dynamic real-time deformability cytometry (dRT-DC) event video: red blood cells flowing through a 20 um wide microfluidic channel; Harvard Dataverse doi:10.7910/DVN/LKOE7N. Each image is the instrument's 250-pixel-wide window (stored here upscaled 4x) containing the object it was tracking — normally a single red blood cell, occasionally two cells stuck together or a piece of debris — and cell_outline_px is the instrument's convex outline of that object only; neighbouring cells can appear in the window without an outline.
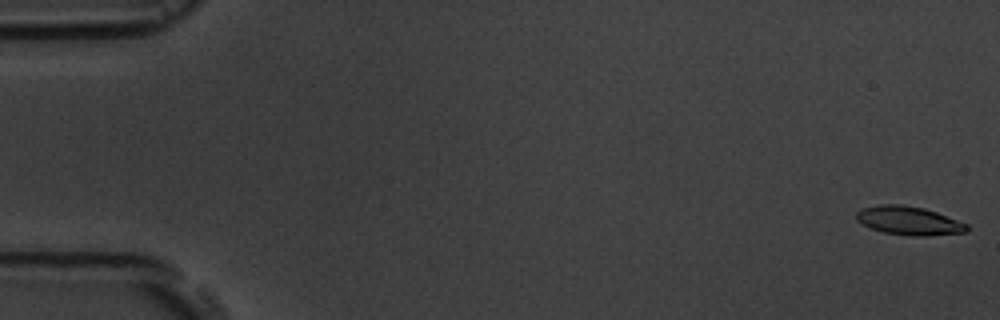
{"species": "common noctule bat (a hibernating species)", "species_latin": "Nyctalus noctula", "temperature_condition": "room temperature", "stored_images_in_passage": 7, "camera_frame_rate_fps": 3000, "um_per_image_px": 0.085, "animal": {"sex": "male", "body_mass_g": 19.5, "forearm_length_mm": 54.6}, "frame": {"image": 1, "passage_image": 1, "time_ms": 0.0, "image_size_px": [1000, 320], "cell_outline_px": [[968, 232], [928, 236], [912, 236], [884, 232], [872, 228], [856, 220], [856, 212], [864, 208], [880, 204], [900, 204], [924, 208], [936, 212], [968, 224]], "centroid_in_image_um": [77.28, 18.76], "position_along_channel_um": 7.7, "area_um2": 18.32}}
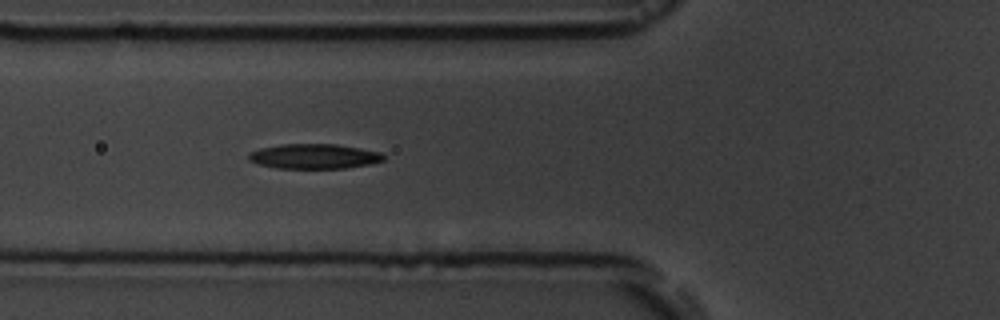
{"frame": {"image": 2, "passage_image": 7, "time_ms": 6.667, "image_size_px": [1000, 320], "cell_outline_px": [[384, 160], [368, 164], [344, 168], [276, 168], [260, 164], [248, 160], [248, 152], [260, 148], [280, 144], [336, 144], [360, 148], [380, 152], [384, 156]], "centroid_in_image_um": [26.66, 13.28], "position_along_channel_um": 99.1, "area_um2": 19.48}}